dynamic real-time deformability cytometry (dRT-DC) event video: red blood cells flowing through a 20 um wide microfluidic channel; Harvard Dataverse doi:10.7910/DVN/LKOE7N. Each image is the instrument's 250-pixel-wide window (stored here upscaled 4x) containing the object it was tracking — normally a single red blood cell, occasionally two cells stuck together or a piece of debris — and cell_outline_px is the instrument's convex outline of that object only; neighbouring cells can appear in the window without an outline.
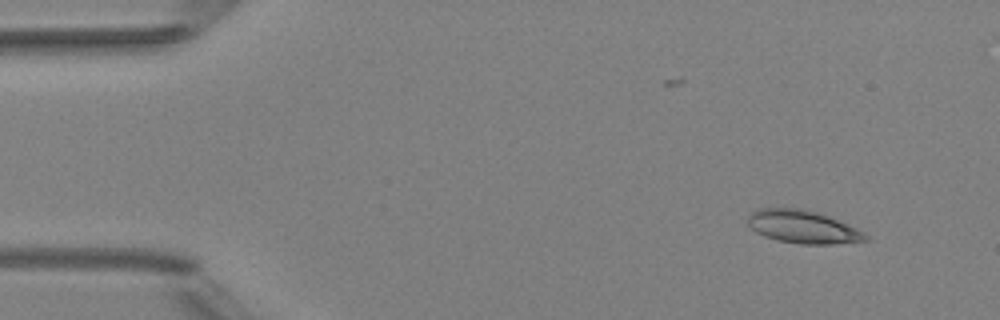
{"species": "Egyptian fruit bat (a non-hibernating species)", "species_latin": "Rousettus aegyptiacus", "temperature_condition": "room temperature", "stored_images_in_passage": 4, "camera_frame_rate_fps": 3000, "um_per_image_px": 0.085, "animal": {"sex": "female"}, "frame": {"image": 1, "passage_image": 1, "time_ms": 0.0, "image_size_px": [1000, 320], "cell_outline_px": [[868, 240], [832, 244], [800, 244], [776, 240], [764, 236], [756, 232], [748, 224], [748, 216], [756, 208], [804, 208], [828, 216], [848, 224], [864, 232], [868, 236]], "centroid_in_image_um": [68.22, 19.28], "position_along_channel_um": 16.8, "area_um2": 22.6}}
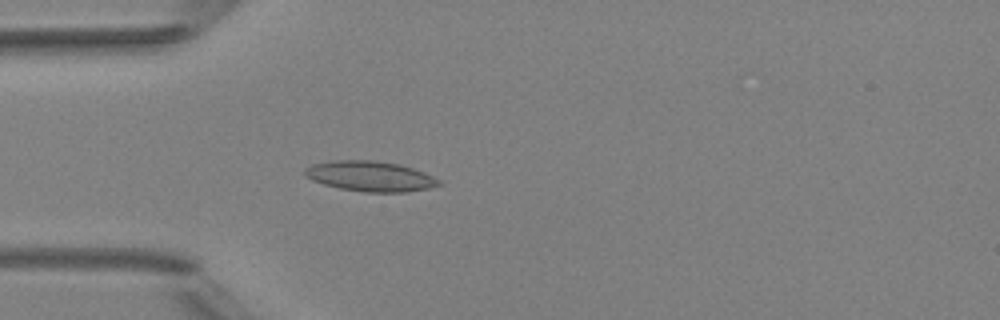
{"frame": {"image": 2, "passage_image": 4, "time_ms": 3.333, "image_size_px": [1000, 320], "cell_outline_px": [[444, 184], [428, 188], [408, 192], [364, 192], [340, 188], [324, 184], [312, 180], [304, 176], [304, 168], [312, 164], [336, 160], [376, 160], [400, 164], [424, 172], [440, 180]], "centroid_in_image_um": [31.48, 14.98], "position_along_channel_um": 53.5, "area_um2": 23.76}}